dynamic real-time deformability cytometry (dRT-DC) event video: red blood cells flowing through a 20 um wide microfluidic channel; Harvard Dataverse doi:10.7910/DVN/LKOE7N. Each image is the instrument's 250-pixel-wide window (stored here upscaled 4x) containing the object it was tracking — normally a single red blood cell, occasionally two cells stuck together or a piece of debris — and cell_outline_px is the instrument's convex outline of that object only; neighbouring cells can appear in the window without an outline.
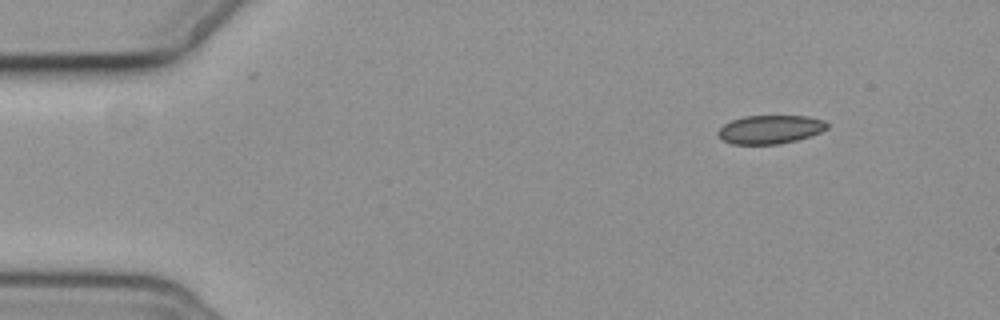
{"species": "common noctule bat (a hibernating species)", "species_latin": "Nyctalus noctula", "temperature_condition": "cold", "stored_images_in_passage": 6, "camera_frame_rate_fps": 3000, "um_per_image_px": 0.085, "animal": {"sex": "female", "body_mass_g": 19.3, "forearm_length_mm": 54.1}, "frame": {"image": 1, "passage_image": 6, "time_ms": 6.667, "image_size_px": [1000, 320], "cell_outline_px": [[828, 128], [820, 132], [796, 140], [780, 144], [732, 144], [720, 140], [716, 136], [716, 132], [724, 124], [732, 120], [744, 116], [808, 116], [824, 120], [828, 124]], "centroid_in_image_um": [65.42, 11.0], "position_along_channel_um": 19.6, "area_um2": 18.26}}